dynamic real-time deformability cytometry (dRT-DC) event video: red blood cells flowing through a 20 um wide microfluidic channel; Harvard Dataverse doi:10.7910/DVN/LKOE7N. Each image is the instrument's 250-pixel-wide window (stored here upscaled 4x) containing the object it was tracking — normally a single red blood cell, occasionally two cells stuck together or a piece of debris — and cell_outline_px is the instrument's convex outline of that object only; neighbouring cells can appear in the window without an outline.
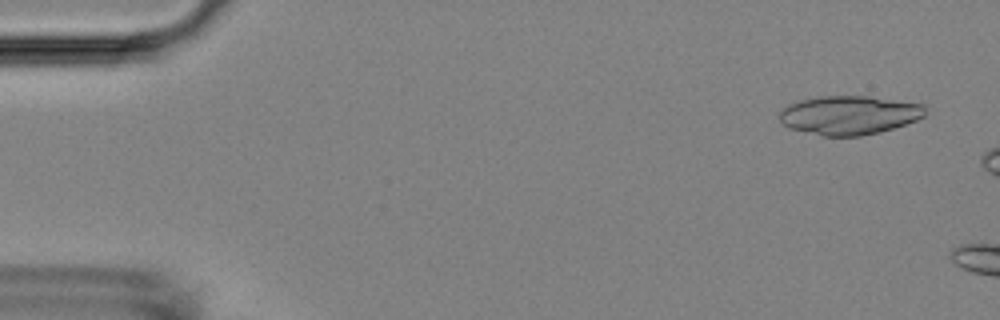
{"species": "Egyptian fruit bat (a non-hibernating species)", "species_latin": "Rousettus aegyptiacus", "temperature_condition": "room temperature", "stored_images_in_passage": 8, "camera_frame_rate_fps": 3000, "um_per_image_px": 0.085, "animal": {"sex": "female"}, "frame": {"image": 1, "passage_image": 3, "time_ms": 0.667, "image_size_px": [1000, 320], "cell_outline_px": [[924, 116], [916, 120], [880, 132], [860, 136], [820, 136], [788, 128], [780, 124], [780, 112], [788, 104], [800, 100], [820, 96], [868, 96], [924, 104]], "centroid_in_image_um": [72.13, 9.79], "position_along_channel_um": 12.9, "area_um2": 33.06}}